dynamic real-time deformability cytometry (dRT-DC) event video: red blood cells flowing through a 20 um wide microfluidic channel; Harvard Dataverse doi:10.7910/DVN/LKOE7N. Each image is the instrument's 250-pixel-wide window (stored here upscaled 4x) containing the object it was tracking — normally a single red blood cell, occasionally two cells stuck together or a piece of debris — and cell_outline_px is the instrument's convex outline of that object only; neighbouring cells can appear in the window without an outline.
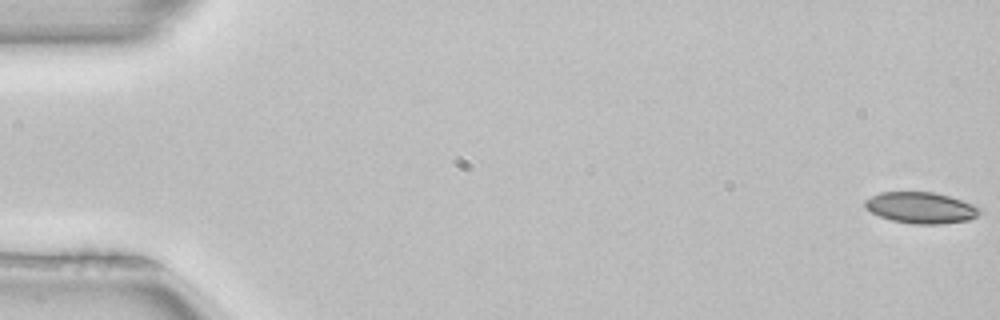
{"species": "common noctule bat (a hibernating species)", "species_latin": "Nyctalus noctula", "temperature_condition": "room temperature", "stored_images_in_passage": 5, "camera_frame_rate_fps": 3000, "um_per_image_px": 0.085, "animal": {"sex": "female", "body_mass_g": 22.7, "forearm_length_mm": 54.2}, "frame": {"image": 1, "passage_image": 1, "time_ms": 0.0, "image_size_px": [1000, 320], "cell_outline_px": [[984, 212], [968, 220], [940, 224], [912, 224], [892, 220], [880, 216], [864, 208], [864, 200], [880, 192], [932, 192], [948, 196], [984, 208]], "centroid_in_image_um": [78.3, 17.66], "position_along_channel_um": 6.7, "area_um2": 20.92}}
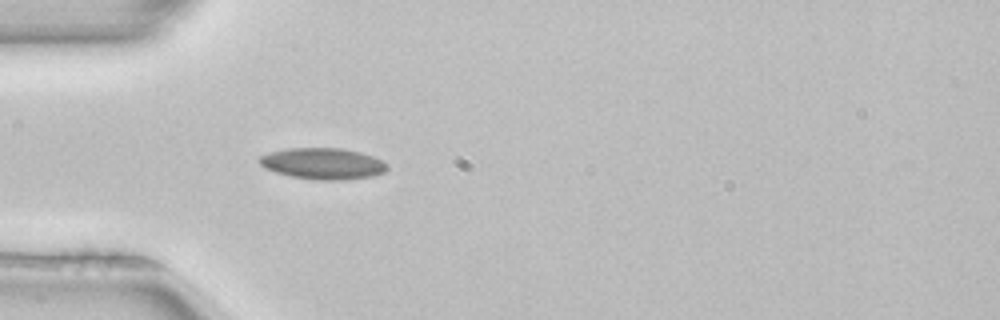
{"frame": {"image": 2, "passage_image": 5, "time_ms": 1.333, "image_size_px": [1000, 320], "cell_outline_px": [[388, 168], [384, 172], [372, 176], [344, 180], [316, 180], [292, 176], [276, 172], [264, 168], [256, 160], [260, 156], [272, 152], [288, 148], [340, 148], [360, 152], [372, 156], [388, 164]], "centroid_in_image_um": [27.43, 13.91], "position_along_channel_um": 57.6, "area_um2": 23.24}}